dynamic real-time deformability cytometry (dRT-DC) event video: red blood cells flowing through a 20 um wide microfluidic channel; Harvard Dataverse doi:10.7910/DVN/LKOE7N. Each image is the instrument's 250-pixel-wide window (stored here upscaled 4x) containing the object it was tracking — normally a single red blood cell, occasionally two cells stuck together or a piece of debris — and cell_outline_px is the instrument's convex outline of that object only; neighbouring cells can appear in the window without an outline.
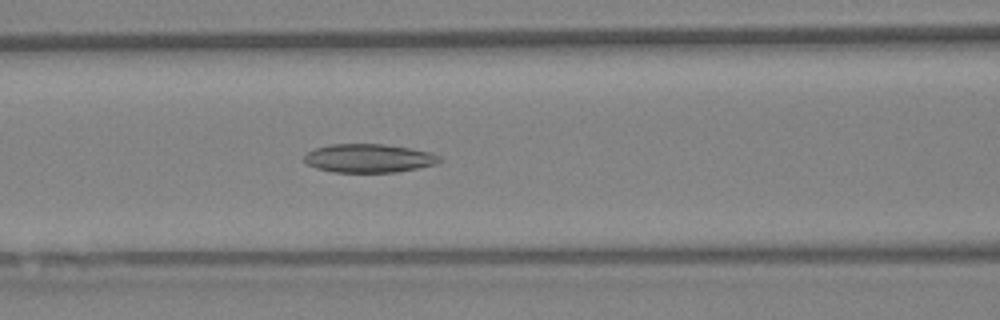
{"species": "Egyptian fruit bat (a non-hibernating species)", "species_latin": "Rousettus aegyptiacus", "temperature_condition": "warm", "stored_images_in_passage": 36, "camera_frame_rate_fps": 3000, "um_per_image_px": 0.085, "animal": {"sex": "female"}, "frame": {"image": 1, "passage_image": 12, "time_ms": 3.667, "image_size_px": [1000, 320], "cell_outline_px": [[440, 160], [436, 164], [396, 172], [332, 172], [316, 168], [308, 164], [304, 160], [304, 156], [308, 152], [316, 148], [332, 144], [384, 144], [408, 148], [428, 152], [440, 156]], "centroid_in_image_um": [31.32, 13.45], "position_along_channel_um": 135.3, "area_um2": 22.25}}
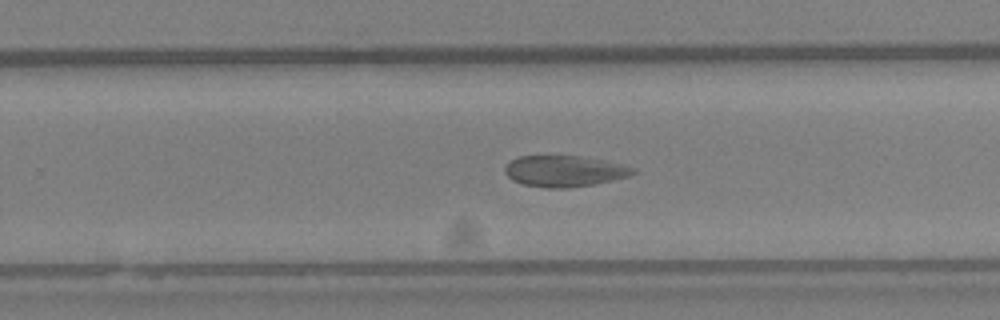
{"frame": {"image": 2, "passage_image": 21, "time_ms": 6.667, "image_size_px": [1000, 320], "cell_outline_px": [[636, 172], [628, 176], [612, 180], [592, 184], [568, 188], [544, 188], [524, 184], [512, 180], [504, 172], [504, 168], [512, 160], [520, 156], [580, 156], [604, 160], [636, 168]], "centroid_in_image_um": [47.97, 14.55], "position_along_channel_um": 281.8, "area_um2": 23.06}}
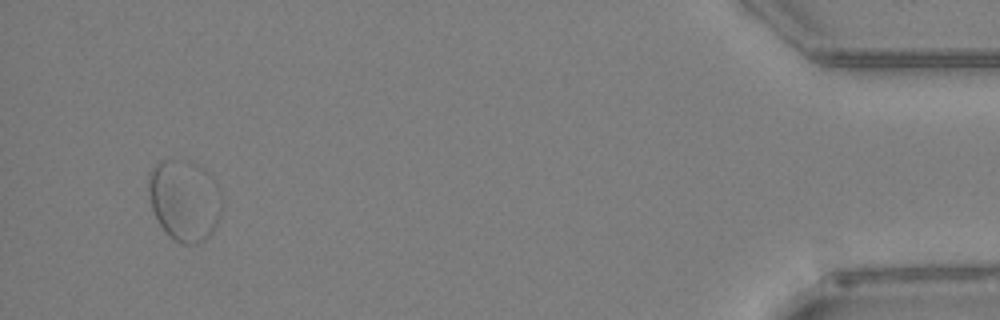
{"frame": {"image": 3, "passage_image": 34, "time_ms": 11.0, "image_size_px": [1000, 320], "cell_outline_px": [[224, 204], [216, 228], [204, 240], [196, 244], [184, 244], [176, 240], [160, 224], [152, 208], [148, 192], [148, 172], [160, 160], [192, 160], [200, 164], [204, 168], [220, 188], [224, 200]], "centroid_in_image_um": [15.72, 16.97], "position_along_channel_um": 419.5, "area_um2": 35.26}}